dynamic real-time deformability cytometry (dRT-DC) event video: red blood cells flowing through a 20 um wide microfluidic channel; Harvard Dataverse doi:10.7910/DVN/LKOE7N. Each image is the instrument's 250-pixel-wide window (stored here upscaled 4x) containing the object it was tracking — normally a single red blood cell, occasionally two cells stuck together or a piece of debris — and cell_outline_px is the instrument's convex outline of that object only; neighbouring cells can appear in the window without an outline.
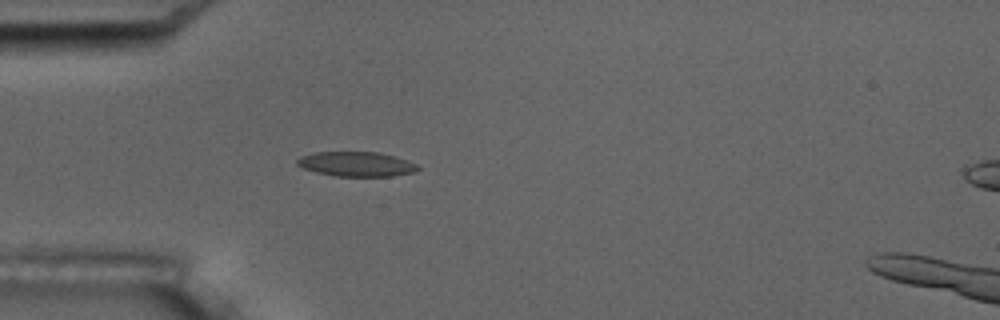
{"species": "common noctule bat (a hibernating species)", "species_latin": "Nyctalus noctula", "temperature_condition": "room temperature", "stored_images_in_passage": 5, "camera_frame_rate_fps": 3000, "um_per_image_px": 0.085, "animal": {"sex": "male", "body_mass_g": 17.5, "forearm_length_mm": 52.3}, "frame": {"image": 1, "passage_image": 5, "time_ms": 4.667, "image_size_px": [1000, 320], "cell_outline_px": [[420, 168], [412, 172], [392, 176], [336, 176], [316, 172], [304, 168], [296, 164], [296, 160], [300, 156], [316, 152], [380, 152], [416, 164]], "centroid_in_image_um": [30.24, 13.94], "position_along_channel_um": 54.8, "area_um2": 17.11}}